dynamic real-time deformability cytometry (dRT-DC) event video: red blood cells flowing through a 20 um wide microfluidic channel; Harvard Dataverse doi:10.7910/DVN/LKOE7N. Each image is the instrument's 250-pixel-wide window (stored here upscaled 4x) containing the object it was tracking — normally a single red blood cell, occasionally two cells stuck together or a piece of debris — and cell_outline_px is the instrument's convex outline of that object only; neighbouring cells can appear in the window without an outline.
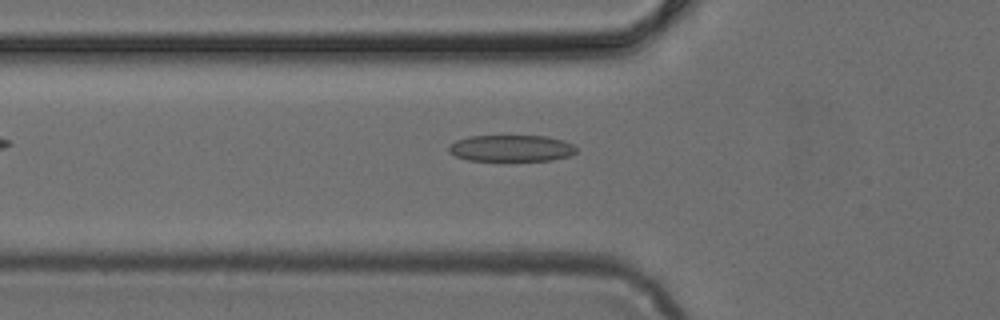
{"species": "common noctule bat (a hibernating species)", "species_latin": "Nyctalus noctula", "temperature_condition": "cold", "stored_images_in_passage": 34, "camera_frame_rate_fps": 3000, "um_per_image_px": 0.085, "animal": {"sex": "female", "body_mass_g": 24.6, "forearm_length_mm": 56.2}, "frame": {"image": 1, "passage_image": 2, "time_ms": 0.333, "image_size_px": [1000, 320], "cell_outline_px": [[576, 152], [572, 156], [552, 160], [468, 160], [456, 156], [448, 152], [448, 148], [456, 140], [468, 136], [544, 136], [564, 140], [572, 144], [576, 148]], "centroid_in_image_um": [43.48, 12.6], "position_along_channel_um": 82.3, "area_um2": 19.65}}
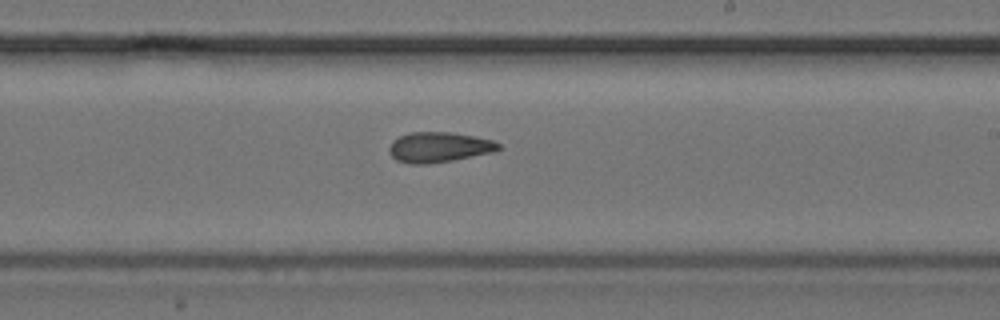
{"frame": {"image": 2, "passage_image": 14, "time_ms": 4.333, "image_size_px": [1000, 320], "cell_outline_px": [[500, 148], [496, 152], [452, 160], [428, 164], [408, 164], [396, 160], [388, 152], [388, 148], [392, 140], [400, 136], [412, 132], [448, 132], [472, 136], [492, 140], [500, 144]], "centroid_in_image_um": [37.28, 12.52], "position_along_channel_um": 251.7, "area_um2": 19.31}}
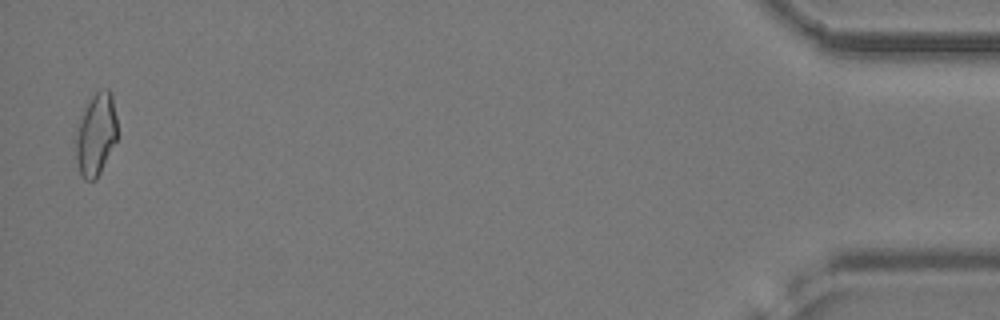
{"frame": {"image": 3, "passage_image": 33, "time_ms": 10.667, "image_size_px": [1000, 320], "cell_outline_px": [[116, 140], [96, 180], [84, 180], [80, 172], [76, 156], [76, 136], [80, 120], [92, 96], [100, 88], [108, 88], [112, 92], [116, 116]], "centroid_in_image_um": [8.17, 11.4], "position_along_channel_um": 427.0, "area_um2": 19.48}}